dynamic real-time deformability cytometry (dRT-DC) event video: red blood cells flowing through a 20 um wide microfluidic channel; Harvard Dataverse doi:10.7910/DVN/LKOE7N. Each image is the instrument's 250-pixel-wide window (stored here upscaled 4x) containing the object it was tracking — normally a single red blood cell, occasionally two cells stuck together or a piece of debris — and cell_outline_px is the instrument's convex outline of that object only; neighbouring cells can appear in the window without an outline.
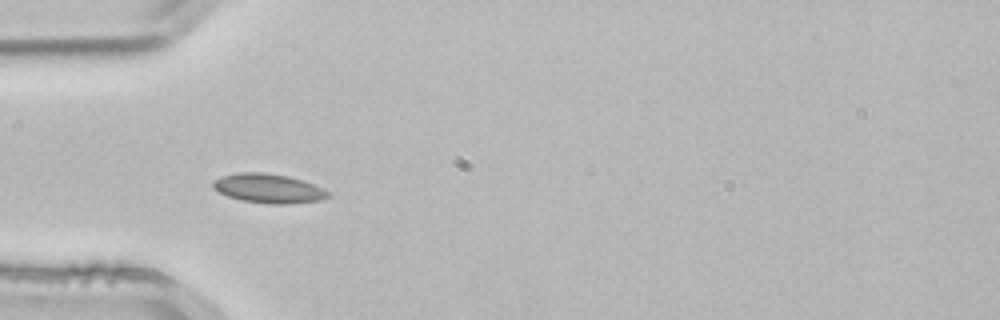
{"species": "common noctule bat (a hibernating species)", "species_latin": "Nyctalus noctula", "temperature_condition": "room temperature", "stored_images_in_passage": 3, "camera_frame_rate_fps": 3000, "um_per_image_px": 0.085, "animal": {"sex": "male", "body_mass_g": 21.5, "forearm_length_mm": 52.0}, "frame": {"image": 1, "passage_image": 3, "time_ms": 0.667, "image_size_px": [1000, 320], "cell_outline_px": [[332, 196], [320, 200], [292, 204], [272, 204], [240, 200], [228, 196], [212, 188], [212, 180], [224, 176], [240, 172], [264, 172], [288, 176], [312, 184], [328, 192]], "centroid_in_image_um": [22.8, 16.02], "position_along_channel_um": 62.2, "area_um2": 19.48}}